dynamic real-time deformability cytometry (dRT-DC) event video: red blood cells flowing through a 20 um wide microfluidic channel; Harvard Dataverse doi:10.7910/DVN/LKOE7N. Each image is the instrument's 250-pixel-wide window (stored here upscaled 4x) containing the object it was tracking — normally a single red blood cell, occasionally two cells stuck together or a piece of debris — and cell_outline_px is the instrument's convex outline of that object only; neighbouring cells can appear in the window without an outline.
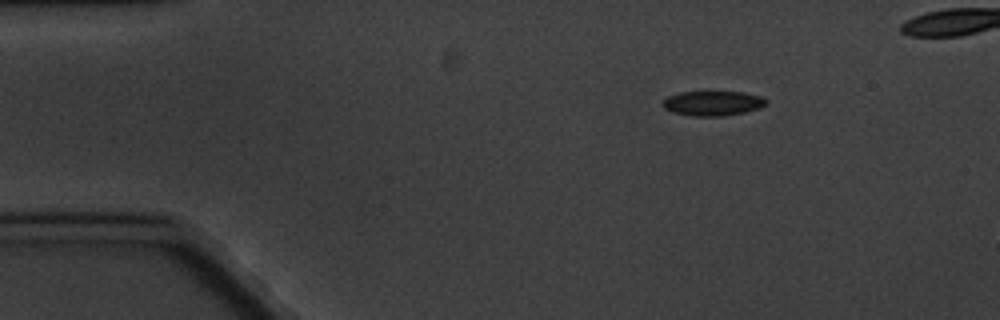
{"species": "common noctule bat (a hibernating species)", "species_latin": "Nyctalus noctula", "temperature_condition": "cold", "stored_images_in_passage": 5, "camera_frame_rate_fps": 3000, "um_per_image_px": 0.085, "animal": {"sex": "male", "body_mass_g": 20.1, "forearm_length_mm": 53.5}, "frame": {"image": 1, "passage_image": 2, "time_ms": 1.333, "image_size_px": [1000, 320], "cell_outline_px": [[768, 104], [760, 108], [744, 112], [724, 116], [692, 116], [672, 112], [664, 108], [660, 104], [668, 96], [680, 92], [744, 92], [760, 96], [768, 100]], "centroid_in_image_um": [60.59, 8.78], "position_along_channel_um": 24.4, "area_um2": 15.03}}